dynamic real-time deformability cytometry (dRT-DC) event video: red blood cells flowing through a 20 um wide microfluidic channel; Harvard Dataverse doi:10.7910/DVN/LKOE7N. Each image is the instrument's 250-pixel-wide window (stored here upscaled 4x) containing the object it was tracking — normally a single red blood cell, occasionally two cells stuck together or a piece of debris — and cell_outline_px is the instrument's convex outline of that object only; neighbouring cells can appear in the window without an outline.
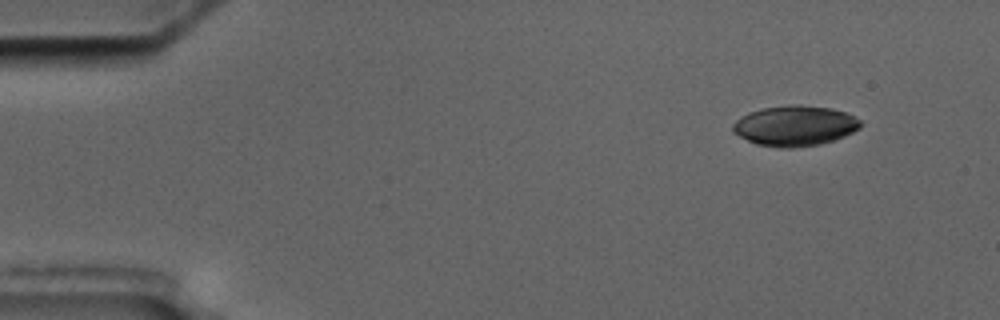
{"species": "common noctule bat (a hibernating species)", "species_latin": "Nyctalus noctula", "temperature_condition": "cold", "stored_images_in_passage": 4, "camera_frame_rate_fps": 3000, "um_per_image_px": 0.085, "animal": {"sex": "male", "body_mass_g": 17.5, "forearm_length_mm": 52.3}, "frame": {"image": 1, "passage_image": 1, "time_ms": 0.0, "image_size_px": [1000, 320], "cell_outline_px": [[864, 124], [860, 128], [844, 136], [820, 144], [792, 148], [776, 148], [756, 144], [732, 132], [732, 124], [736, 120], [748, 112], [760, 108], [792, 104], [800, 104], [832, 108], [844, 112], [860, 120]], "centroid_in_image_um": [67.54, 10.68], "position_along_channel_um": 17.5, "area_um2": 30.23}}
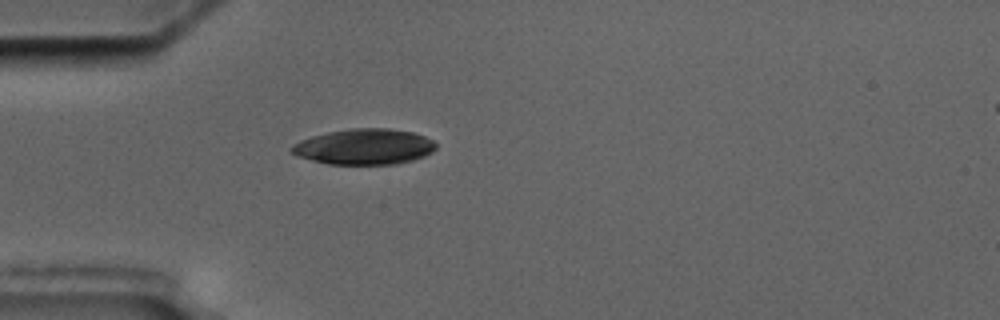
{"frame": {"image": 2, "passage_image": 4, "time_ms": 3.667, "image_size_px": [1000, 320], "cell_outline_px": [[436, 148], [432, 152], [424, 156], [412, 160], [396, 164], [328, 164], [296, 156], [288, 148], [292, 144], [300, 140], [312, 136], [328, 132], [348, 128], [388, 128], [412, 132], [424, 136], [432, 140], [436, 144]], "centroid_in_image_um": [30.94, 12.46], "position_along_channel_um": 54.1, "area_um2": 30.11}}